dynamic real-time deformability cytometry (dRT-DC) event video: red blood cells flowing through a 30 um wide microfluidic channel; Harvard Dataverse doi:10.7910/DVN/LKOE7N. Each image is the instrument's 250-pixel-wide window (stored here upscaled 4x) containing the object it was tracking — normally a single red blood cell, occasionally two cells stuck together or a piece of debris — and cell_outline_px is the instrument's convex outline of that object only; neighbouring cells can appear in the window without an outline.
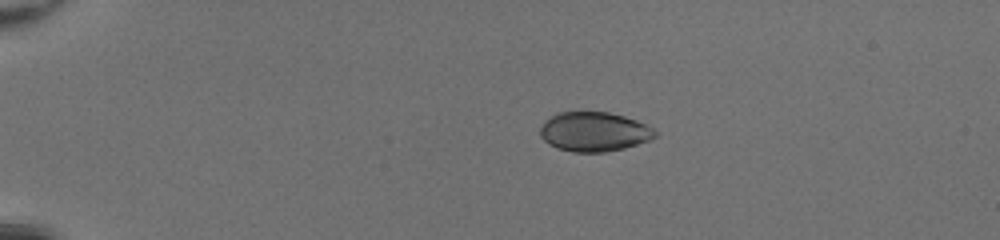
{"species": "common noctule bat (a hibernating species)", "species_latin": "Nyctalus noctula", "temperature_condition": "room temperature", "stored_images_in_passage": 51, "camera_frame_rate_fps": 3000, "um_per_image_px": 0.085, "animal": {"sex": "female", "body_mass_g": 20.0, "forearm_length_mm": 54.0}, "frame": {"image": 1, "passage_image": 12, "time_ms": 3.667, "image_size_px": [1000, 240], "cell_outline_px": [[660, 132], [656, 136], [648, 140], [624, 148], [604, 152], [572, 152], [556, 148], [548, 144], [540, 136], [540, 128], [544, 120], [556, 112], [608, 112], [624, 116], [636, 120]], "centroid_in_image_um": [50.46, 11.19], "position_along_channel_um": 34.5, "area_um2": 26.53}}
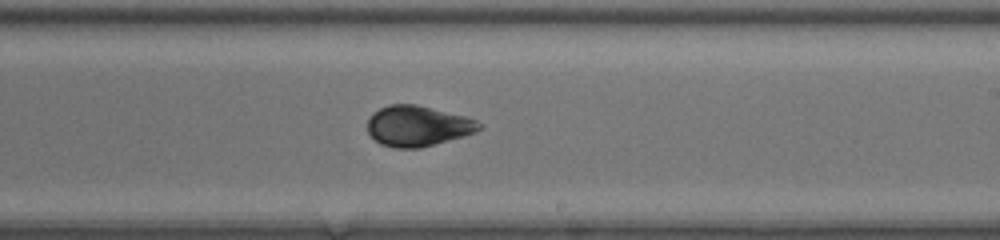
{"frame": {"image": 2, "passage_image": 33, "time_ms": 10.667, "image_size_px": [1000, 240], "cell_outline_px": [[484, 128], [476, 132], [464, 136], [420, 148], [396, 148], [380, 144], [368, 132], [368, 120], [372, 112], [388, 104], [416, 104], [464, 116], [476, 120], [484, 124]], "centroid_in_image_um": [35.53, 10.71], "position_along_channel_um": 253.5, "area_um2": 26.47}}
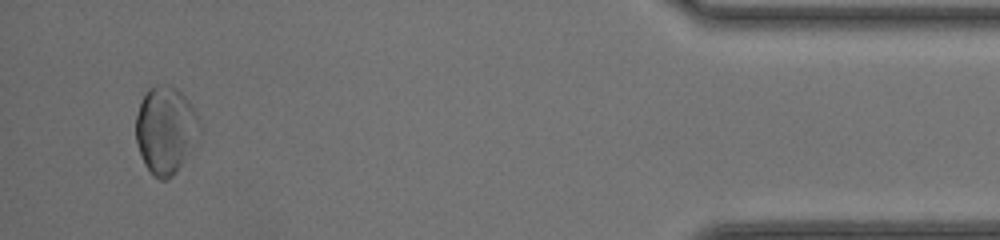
{"frame": {"image": 3, "passage_image": 49, "time_ms": 16.0, "image_size_px": [1000, 240], "cell_outline_px": [[204, 128], [200, 136], [176, 172], [168, 180], [160, 180], [152, 176], [144, 164], [136, 140], [136, 116], [140, 104], [148, 88], [156, 84], [168, 84], [176, 88], [192, 104]], "centroid_in_image_um": [14.11, 11.05], "position_along_channel_um": 421.1, "area_um2": 32.89}, "authors_computed_cell_mechanics": {"area_um2": 26.588, "velocity_mm_per_s": 4.263, "shape_relaxation_time_tau1_ms": 2.5787, "shape_relaxation_time_tau2_ms": 0.8235, "deformation_change_tau1": 0.1085, "deformation_change_tau2": 0.0495}}